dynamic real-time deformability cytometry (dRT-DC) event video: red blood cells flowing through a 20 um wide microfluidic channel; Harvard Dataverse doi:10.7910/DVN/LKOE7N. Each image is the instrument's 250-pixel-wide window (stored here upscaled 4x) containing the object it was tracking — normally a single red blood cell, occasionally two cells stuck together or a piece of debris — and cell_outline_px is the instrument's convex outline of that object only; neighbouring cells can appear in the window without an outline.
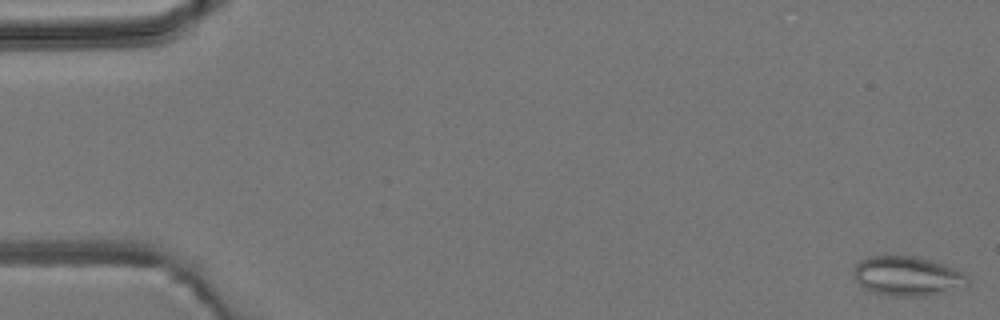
{"species": "common noctule bat (a hibernating species)", "species_latin": "Nyctalus noctula", "temperature_condition": "room temperature", "stored_images_in_passage": 5, "camera_frame_rate_fps": 3000, "um_per_image_px": 0.085, "animal": {"sex": "male", "body_mass_g": 19.2, "forearm_length_mm": 51.8}, "frame": {"image": 1, "passage_image": 1, "time_ms": 0.0, "image_size_px": [1000, 320], "cell_outline_px": [[972, 276], [968, 288], [948, 292], [924, 296], [892, 296], [872, 292], [864, 288], [856, 280], [852, 272], [856, 264], [860, 260], [868, 256], [916, 256], [932, 260], [956, 268]], "centroid_in_image_um": [77.23, 23.48], "position_along_channel_um": 7.8, "area_um2": 27.05}}